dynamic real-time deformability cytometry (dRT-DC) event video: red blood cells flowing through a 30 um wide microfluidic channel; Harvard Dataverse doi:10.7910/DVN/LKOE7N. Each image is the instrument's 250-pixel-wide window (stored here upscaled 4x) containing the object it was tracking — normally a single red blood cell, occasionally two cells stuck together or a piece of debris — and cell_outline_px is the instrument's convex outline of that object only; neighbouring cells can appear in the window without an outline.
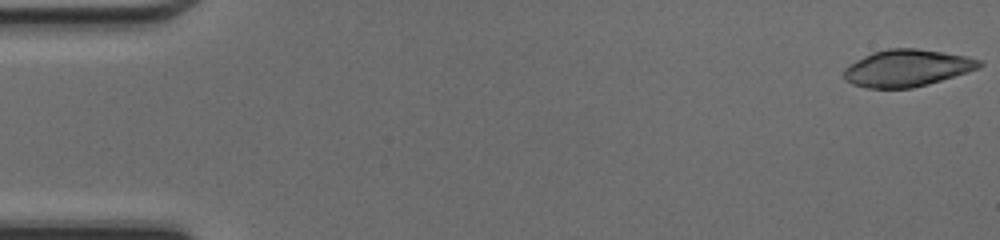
{"species": "common noctule bat (a hibernating species)", "species_latin": "Nyctalus noctula", "temperature_condition": "cold", "stored_images_in_passage": 48, "camera_frame_rate_fps": 3000, "um_per_image_px": 0.085, "animal": {"sex": "female", "body_mass_g": 17.0, "forearm_length_mm": 48.0}, "frame": {"image": 1, "passage_image": 1, "time_ms": 0.0, "image_size_px": [1000, 240], "cell_outline_px": [[984, 64], [980, 68], [968, 72], [928, 84], [912, 88], [868, 88], [852, 84], [844, 80], [844, 68], [848, 64], [872, 52], [888, 48], [916, 48], [944, 52], [968, 56], [980, 60]], "centroid_in_image_um": [77.1, 5.78], "position_along_channel_um": 7.9, "area_um2": 29.36}}